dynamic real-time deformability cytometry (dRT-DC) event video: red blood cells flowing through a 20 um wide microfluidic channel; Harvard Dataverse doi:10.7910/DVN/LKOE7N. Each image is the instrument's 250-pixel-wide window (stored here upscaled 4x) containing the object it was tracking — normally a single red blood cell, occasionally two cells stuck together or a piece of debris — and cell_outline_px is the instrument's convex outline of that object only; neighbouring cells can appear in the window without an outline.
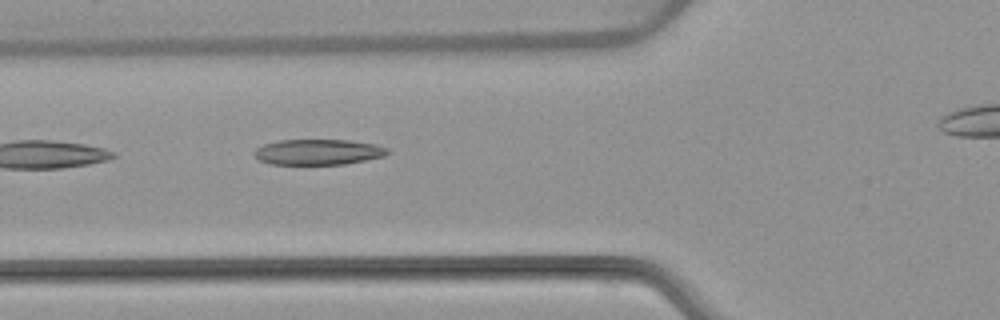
{"species": "common noctule bat (a hibernating species)", "species_latin": "Nyctalus noctula", "temperature_condition": "warm", "stored_images_in_passage": 8, "camera_frame_rate_fps": 3000, "um_per_image_px": 0.085, "animal": {"sex": "female", "body_mass_g": 22.7, "forearm_length_mm": 54.2}, "frame": {"image": 1, "passage_image": 6, "time_ms": 6.0, "image_size_px": [1000, 320], "cell_outline_px": [[388, 152], [384, 156], [344, 164], [272, 164], [260, 160], [252, 152], [256, 148], [264, 144], [280, 140], [348, 140], [376, 144], [388, 148]], "centroid_in_image_um": [27.04, 12.91], "position_along_channel_um": 98.8, "area_um2": 19.71}}
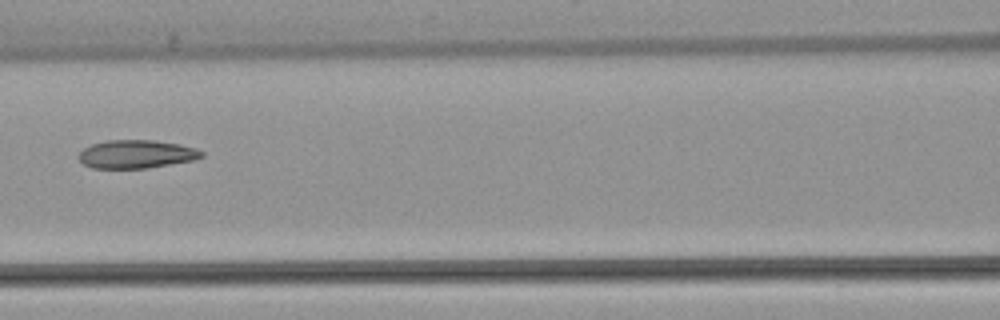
{"frame": {"image": 2, "passage_image": 8, "time_ms": 9.667, "image_size_px": [1000, 320], "cell_outline_px": [[204, 156], [196, 160], [148, 168], [92, 168], [84, 164], [80, 160], [80, 152], [84, 148], [92, 144], [108, 140], [152, 140], [180, 144], [196, 148], [204, 152]], "centroid_in_image_um": [11.65, 13.1], "position_along_channel_um": 155.0, "area_um2": 20.29}}